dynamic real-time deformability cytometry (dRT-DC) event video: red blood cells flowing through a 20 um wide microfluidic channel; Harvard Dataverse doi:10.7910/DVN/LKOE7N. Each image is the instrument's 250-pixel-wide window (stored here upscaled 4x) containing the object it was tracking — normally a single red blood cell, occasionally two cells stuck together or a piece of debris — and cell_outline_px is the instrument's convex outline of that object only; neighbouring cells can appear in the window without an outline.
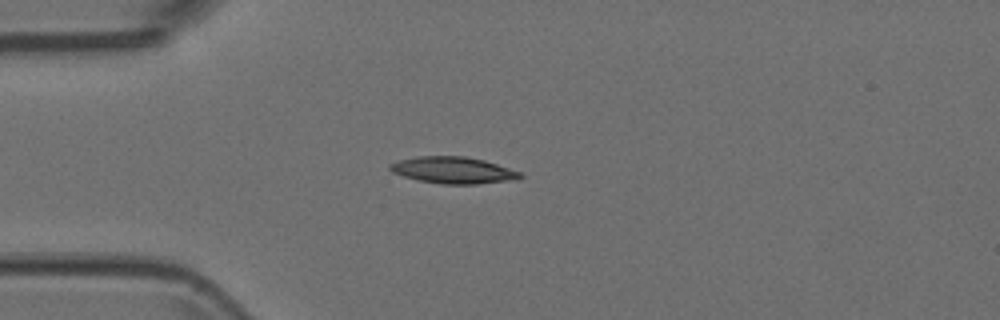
{"species": "Egyptian fruit bat (a non-hibernating species)", "species_latin": "Rousettus aegyptiacus", "temperature_condition": "room temperature", "stored_images_in_passage": 3, "camera_frame_rate_fps": 3000, "um_per_image_px": 0.085, "animal": {"sex": "female"}, "frame": {"image": 1, "passage_image": 2, "time_ms": 0.333, "image_size_px": [1000, 320], "cell_outline_px": [[524, 176], [520, 180], [476, 184], [440, 184], [420, 180], [404, 176], [392, 172], [388, 168], [388, 164], [400, 160], [416, 156], [464, 156], [484, 160], [520, 172]], "centroid_in_image_um": [38.55, 14.47], "position_along_channel_um": 46.5, "area_um2": 20.29}}